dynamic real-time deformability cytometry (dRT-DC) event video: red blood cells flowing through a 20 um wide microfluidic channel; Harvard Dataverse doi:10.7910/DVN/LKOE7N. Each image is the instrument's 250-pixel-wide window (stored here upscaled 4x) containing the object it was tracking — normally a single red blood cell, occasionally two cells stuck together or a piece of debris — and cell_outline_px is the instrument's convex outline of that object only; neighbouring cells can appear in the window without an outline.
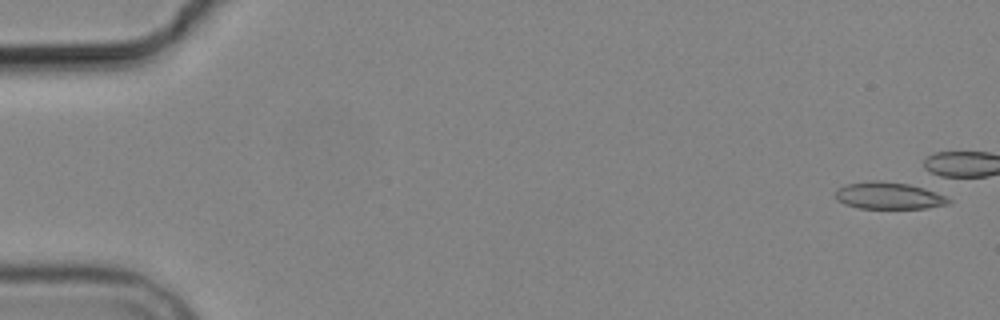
{"species": "common noctule bat (a hibernating species)", "species_latin": "Nyctalus noctula", "temperature_condition": "cold", "stored_images_in_passage": 6, "camera_frame_rate_fps": 3000, "um_per_image_px": 0.085, "animal": {"sex": "male", "body_mass_g": 19.2, "forearm_length_mm": 51.8}, "frame": {"image": 1, "passage_image": 1, "time_ms": 0.0, "image_size_px": [1000, 320], "cell_outline_px": [[952, 200], [948, 204], [924, 208], [860, 208], [844, 204], [836, 200], [836, 188], [848, 184], [872, 180], [880, 180], [936, 188]], "centroid_in_image_um": [75.63, 16.61], "position_along_channel_um": 9.4, "area_um2": 18.26}}